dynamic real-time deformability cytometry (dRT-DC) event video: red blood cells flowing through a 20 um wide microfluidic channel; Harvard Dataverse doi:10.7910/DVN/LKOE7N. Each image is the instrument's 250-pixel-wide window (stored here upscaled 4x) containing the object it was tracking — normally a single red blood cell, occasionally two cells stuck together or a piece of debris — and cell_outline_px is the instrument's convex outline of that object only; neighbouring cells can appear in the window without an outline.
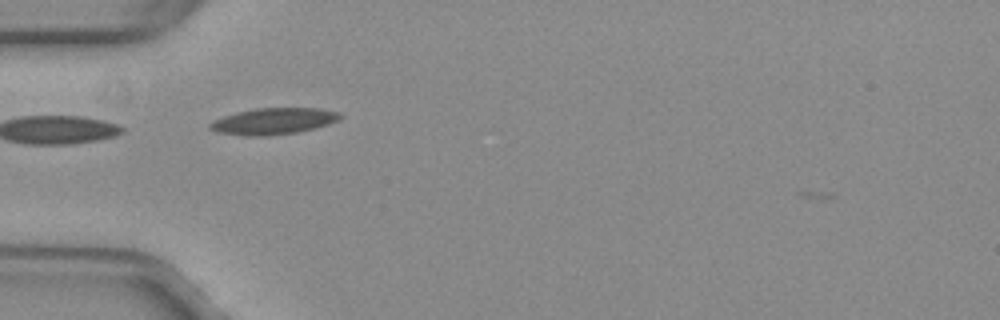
{"species": "common noctule bat (a hibernating species)", "species_latin": "Nyctalus noctula", "temperature_condition": "warm", "stored_images_in_passage": 35, "camera_frame_rate_fps": 3000, "um_per_image_px": 0.085, "animal": {"sex": "female", "body_mass_g": 29.2, "forearm_length_mm": 56.3}, "frame": {"image": 1, "passage_image": 1, "time_ms": 0.0, "image_size_px": [1000, 320], "cell_outline_px": [[344, 116], [340, 120], [316, 128], [296, 132], [268, 136], [244, 136], [220, 132], [208, 128], [208, 124], [212, 120], [236, 112], [256, 108], [320, 108], [340, 112]], "centroid_in_image_um": [23.27, 10.29], "position_along_channel_um": 61.7, "area_um2": 20.23}, "authors_computed_cell_mechanics": {"area_um2": 18.496, "velocity_mm_per_s": 3.9713, "shape_relaxation_time_tau1_ms": 6.6505, "shape_relaxation_time_tau2_ms": 1.9264, "deformation_change_tau1": 0.1692, "deformation_change_tau2": 0.064}}